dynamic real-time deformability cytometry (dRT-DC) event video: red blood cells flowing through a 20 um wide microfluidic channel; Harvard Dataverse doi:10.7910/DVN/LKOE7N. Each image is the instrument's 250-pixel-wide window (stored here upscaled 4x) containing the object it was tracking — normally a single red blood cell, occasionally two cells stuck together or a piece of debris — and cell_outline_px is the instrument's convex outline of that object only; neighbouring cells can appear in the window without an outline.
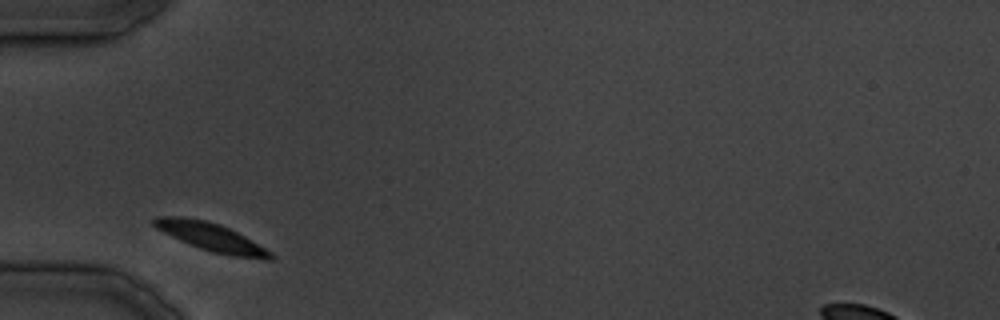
{"species": "common noctule bat (a hibernating species)", "species_latin": "Nyctalus noctula", "temperature_condition": "cold", "stored_images_in_passage": 4, "camera_frame_rate_fps": 3000, "um_per_image_px": 0.085, "animal": {"sex": "male", "body_mass_g": 19.5, "forearm_length_mm": 54.6}, "frame": {"image": 1, "passage_image": 1, "time_ms": 0.0, "image_size_px": [1000, 320], "cell_outline_px": [[276, 260], [264, 260], [232, 256], [212, 252], [188, 244], [156, 228], [152, 224], [152, 220], [156, 216], [184, 216], [204, 220], [220, 224], [252, 240], [272, 252], [276, 256]], "centroid_in_image_um": [17.99, 20.17], "position_along_channel_um": 67.0, "area_um2": 19.31}}